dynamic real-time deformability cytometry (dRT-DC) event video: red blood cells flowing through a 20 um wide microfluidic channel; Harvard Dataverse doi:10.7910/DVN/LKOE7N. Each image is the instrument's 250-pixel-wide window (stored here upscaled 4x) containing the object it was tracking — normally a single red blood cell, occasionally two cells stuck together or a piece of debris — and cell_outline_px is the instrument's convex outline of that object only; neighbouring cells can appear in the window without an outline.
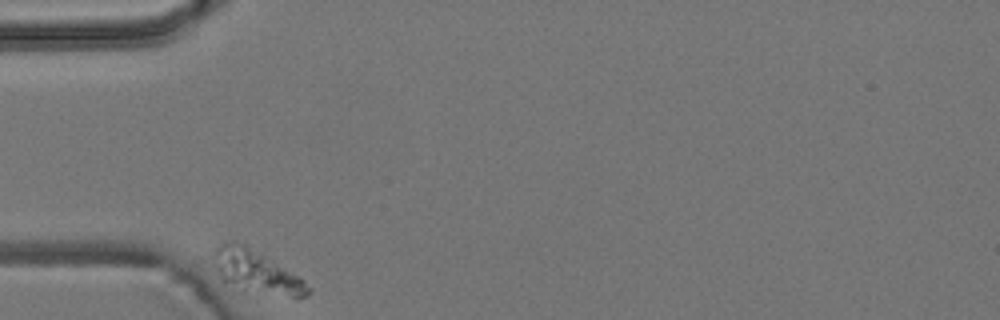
{"species": "common noctule bat (a hibernating species)", "species_latin": "Nyctalus noctula", "temperature_condition": "room temperature", "stored_images_in_passage": 5, "segment_of_instrument_passage": [1, 2], "camera_frame_rate_fps": 3000, "um_per_image_px": 0.085, "animal": {"sex": "male", "body_mass_g": 19.2, "forearm_length_mm": 51.8}, "frame": {"image": 1, "passage_image": 1, "time_ms": 0.0, "image_size_px": [1000, 320], "cell_outline_px": [[312, 288], [308, 296], [296, 300], [232, 292], [220, 280], [212, 260], [212, 256], [216, 248], [220, 244], [228, 240], [236, 240], [244, 244], [272, 260], [296, 276]], "centroid_in_image_um": [21.73, 23.22], "position_along_channel_um": 63.3, "area_um2": 25.26}}